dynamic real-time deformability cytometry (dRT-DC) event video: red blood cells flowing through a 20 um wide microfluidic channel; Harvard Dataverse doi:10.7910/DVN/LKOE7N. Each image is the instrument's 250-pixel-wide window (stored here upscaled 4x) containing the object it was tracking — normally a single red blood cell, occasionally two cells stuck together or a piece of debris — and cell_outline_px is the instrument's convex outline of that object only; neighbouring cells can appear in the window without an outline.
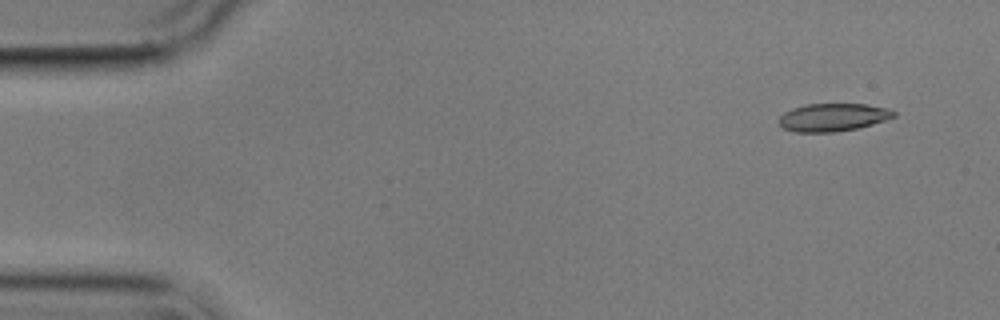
{"species": "common noctule bat (a hibernating species)", "species_latin": "Nyctalus noctula", "temperature_condition": "cold", "stored_images_in_passage": 5, "camera_frame_rate_fps": 3000, "um_per_image_px": 0.085, "animal": {"sex": "male", "body_mass_g": 17.9}, "frame": {"image": 1, "passage_image": 1, "time_ms": 0.0, "image_size_px": [1000, 320], "cell_outline_px": [[896, 116], [872, 124], [856, 128], [836, 132], [796, 132], [780, 128], [776, 120], [784, 112], [792, 108], [804, 104], [864, 104], [888, 108], [896, 112]], "centroid_in_image_um": [70.73, 9.97], "position_along_channel_um": 14.3, "area_um2": 18.84}}
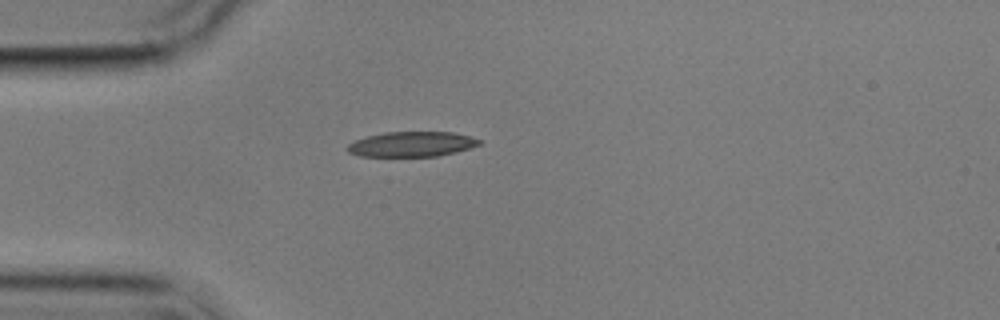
{"frame": {"image": 2, "passage_image": 4, "time_ms": 3.667, "image_size_px": [1000, 320], "cell_outline_px": [[480, 144], [456, 152], [440, 156], [360, 156], [348, 152], [348, 144], [356, 140], [368, 136], [384, 132], [452, 132], [468, 136], [480, 140]], "centroid_in_image_um": [34.99, 12.25], "position_along_channel_um": 50.0, "area_um2": 19.02}}